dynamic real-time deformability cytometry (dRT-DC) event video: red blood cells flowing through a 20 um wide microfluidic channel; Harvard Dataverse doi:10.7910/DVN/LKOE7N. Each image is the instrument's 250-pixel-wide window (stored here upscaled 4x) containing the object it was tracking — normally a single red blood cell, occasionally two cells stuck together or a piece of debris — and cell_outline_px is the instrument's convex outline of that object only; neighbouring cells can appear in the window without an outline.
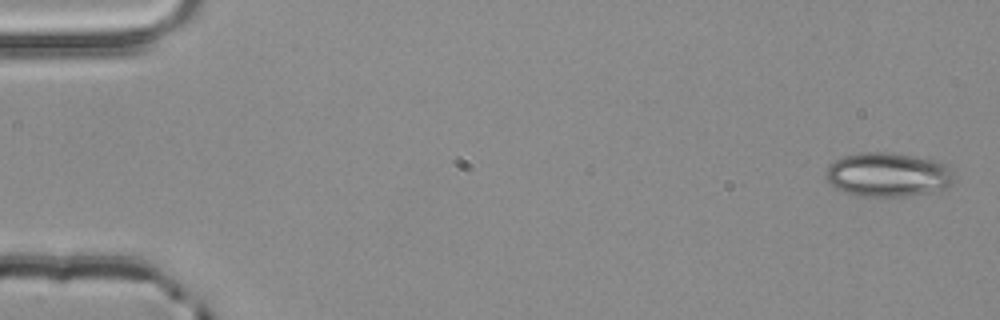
{"species": "common noctule bat (a hibernating species)", "species_latin": "Nyctalus noctula", "temperature_condition": "room temperature", "stored_images_in_passage": 5, "camera_frame_rate_fps": 3000, "um_per_image_px": 0.085, "animal": {"sex": "male", "body_mass_g": 20.4}, "frame": {"image": 1, "passage_image": 1, "time_ms": 0.0, "image_size_px": [1000, 320], "cell_outline_px": [[952, 184], [944, 188], [928, 192], [908, 196], [860, 196], [836, 188], [824, 176], [828, 168], [836, 160], [844, 156], [860, 152], [888, 152], [916, 156], [936, 160], [948, 164], [952, 180]], "centroid_in_image_um": [75.48, 14.83], "position_along_channel_um": 9.5, "area_um2": 32.66}}